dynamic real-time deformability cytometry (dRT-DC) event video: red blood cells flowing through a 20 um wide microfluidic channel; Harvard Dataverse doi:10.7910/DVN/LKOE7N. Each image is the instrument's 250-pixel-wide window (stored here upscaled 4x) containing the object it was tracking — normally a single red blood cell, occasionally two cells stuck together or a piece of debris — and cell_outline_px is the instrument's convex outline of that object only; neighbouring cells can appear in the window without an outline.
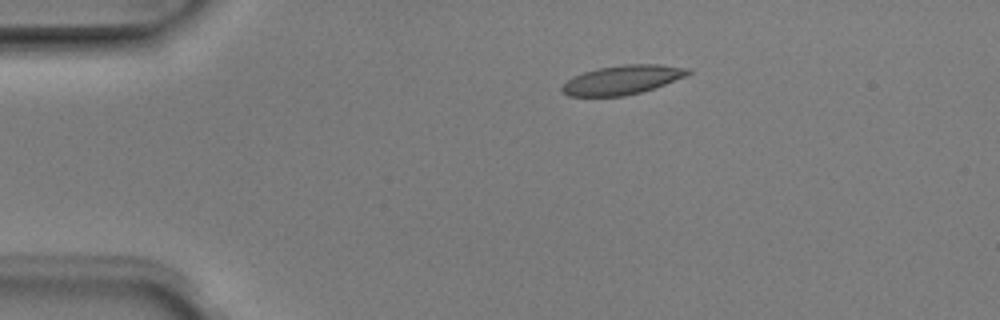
{"species": "Egyptian fruit bat (a non-hibernating species)", "species_latin": "Rousettus aegyptiacus", "temperature_condition": "room temperature", "stored_images_in_passage": 7, "camera_frame_rate_fps": 3000, "um_per_image_px": 0.085, "animal": {"sex": "male"}, "frame": {"image": 1, "passage_image": 3, "time_ms": 0.667, "image_size_px": [1000, 320], "cell_outline_px": [[692, 72], [684, 76], [664, 84], [640, 92], [624, 96], [568, 96], [560, 88], [572, 76], [596, 68], [624, 64], [660, 64], [692, 68]], "centroid_in_image_um": [52.89, 6.77], "position_along_channel_um": 32.1, "area_um2": 21.27}}
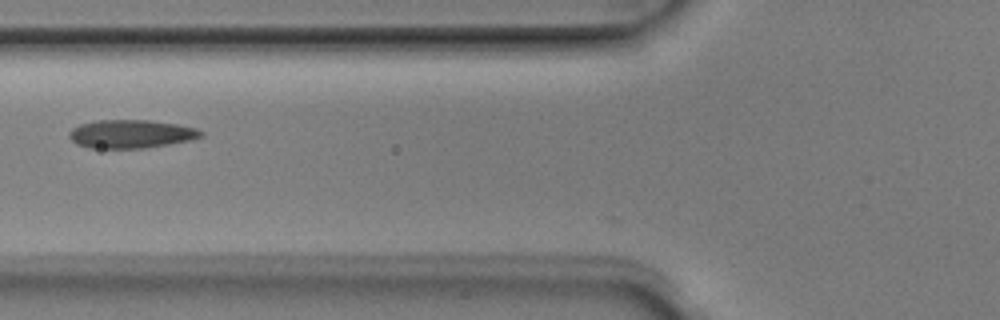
{"frame": {"image": 2, "passage_image": 6, "time_ms": 1.667, "image_size_px": [1000, 320], "cell_outline_px": [[204, 136], [192, 140], [148, 148], [88, 148], [76, 144], [68, 136], [68, 132], [72, 128], [80, 124], [96, 120], [148, 120], [176, 124], [196, 128], [204, 132]], "centroid_in_image_um": [11.14, 11.39], "position_along_channel_um": 114.7, "area_um2": 22.02}}
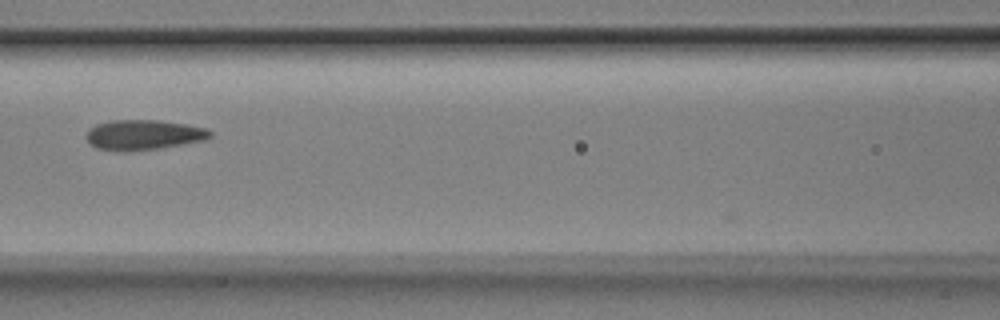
{"frame": {"image": 3, "passage_image": 7, "time_ms": 2.0, "image_size_px": [1000, 320], "cell_outline_px": [[212, 136], [204, 140], [184, 144], [160, 148], [124, 152], [120, 152], [96, 148], [88, 144], [84, 136], [88, 128], [96, 124], [112, 120], [156, 120], [188, 124], [208, 128], [212, 132]], "centroid_in_image_um": [12.16, 11.47], "position_along_channel_um": 154.4, "area_um2": 22.2}}